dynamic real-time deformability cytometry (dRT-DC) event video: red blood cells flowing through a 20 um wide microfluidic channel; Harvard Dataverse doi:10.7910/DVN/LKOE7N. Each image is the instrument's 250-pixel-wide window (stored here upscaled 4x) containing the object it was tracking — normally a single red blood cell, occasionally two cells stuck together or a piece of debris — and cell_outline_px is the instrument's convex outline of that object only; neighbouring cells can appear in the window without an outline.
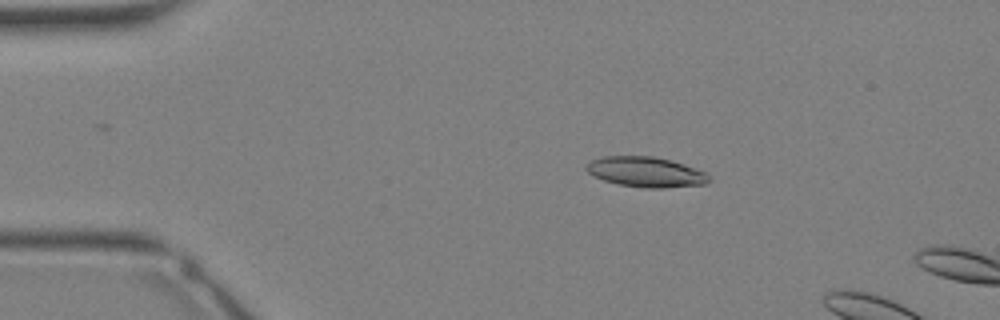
{"species": "Egyptian fruit bat (a non-hibernating species)", "species_latin": "Rousettus aegyptiacus", "temperature_condition": "warm", "stored_images_in_passage": 9, "camera_frame_rate_fps": 3000, "um_per_image_px": 0.085, "animal": {"sex": "female"}, "frame": {"image": 1, "passage_image": 6, "time_ms": 1.667, "image_size_px": [1000, 320], "cell_outline_px": [[712, 180], [704, 184], [664, 188], [644, 188], [620, 184], [604, 180], [592, 176], [584, 168], [592, 160], [604, 156], [652, 156], [668, 160], [704, 172]], "centroid_in_image_um": [54.85, 14.63], "position_along_channel_um": 30.2, "area_um2": 21.21}}